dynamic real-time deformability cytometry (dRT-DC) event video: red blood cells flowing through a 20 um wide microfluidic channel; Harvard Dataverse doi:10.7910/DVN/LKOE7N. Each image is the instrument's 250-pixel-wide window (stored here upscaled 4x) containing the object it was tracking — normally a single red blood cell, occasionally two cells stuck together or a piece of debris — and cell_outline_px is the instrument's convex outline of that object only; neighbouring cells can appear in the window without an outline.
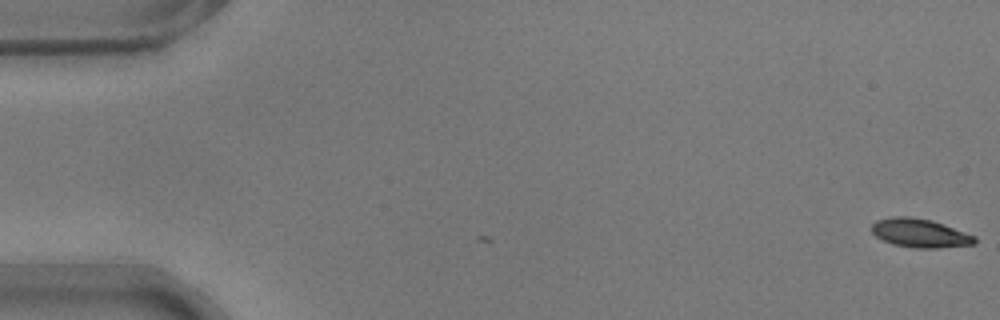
{"species": "common noctule bat (a hibernating species)", "species_latin": "Nyctalus noctula", "temperature_condition": "warm", "stored_images_in_passage": 2, "camera_frame_rate_fps": 3000, "um_per_image_px": 0.085, "animal": {"sex": "male", "body_mass_g": 17.9}, "frame": {"image": 1, "passage_image": 2, "time_ms": 0.333, "image_size_px": [1000, 320], "cell_outline_px": [[976, 244], [936, 248], [916, 248], [892, 244], [876, 236], [872, 232], [872, 224], [876, 220], [892, 216], [908, 216], [932, 220], [944, 224], [976, 236]], "centroid_in_image_um": [78.2, 19.8], "position_along_channel_um": 6.8, "area_um2": 17.28}}